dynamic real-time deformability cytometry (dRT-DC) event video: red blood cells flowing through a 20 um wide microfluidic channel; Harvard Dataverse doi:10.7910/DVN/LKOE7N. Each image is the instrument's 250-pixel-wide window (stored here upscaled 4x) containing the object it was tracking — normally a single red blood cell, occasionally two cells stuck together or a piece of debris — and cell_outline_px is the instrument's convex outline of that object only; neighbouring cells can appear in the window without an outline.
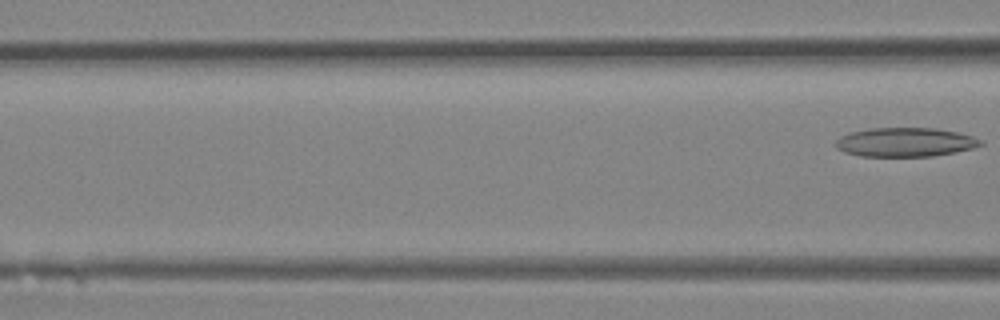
{"species": "Egyptian fruit bat (a non-hibernating species)", "species_latin": "Rousettus aegyptiacus", "temperature_condition": "room temperature", "stored_images_in_passage": 5, "segment_of_instrument_passage": [2, 2], "camera_frame_rate_fps": 3000, "um_per_image_px": 0.085, "animal": {"sex": "female"}, "frame": {"image": 1, "passage_image": 5, "time_ms": 5.667, "image_size_px": [1000, 320], "cell_outline_px": [[984, 144], [972, 148], [956, 152], [932, 156], [860, 156], [844, 152], [836, 148], [836, 140], [840, 136], [848, 132], [868, 128], [936, 128], [956, 132], [972, 136], [984, 140]], "centroid_in_image_um": [76.93, 12.08], "position_along_channel_um": 89.7, "area_um2": 24.68}}